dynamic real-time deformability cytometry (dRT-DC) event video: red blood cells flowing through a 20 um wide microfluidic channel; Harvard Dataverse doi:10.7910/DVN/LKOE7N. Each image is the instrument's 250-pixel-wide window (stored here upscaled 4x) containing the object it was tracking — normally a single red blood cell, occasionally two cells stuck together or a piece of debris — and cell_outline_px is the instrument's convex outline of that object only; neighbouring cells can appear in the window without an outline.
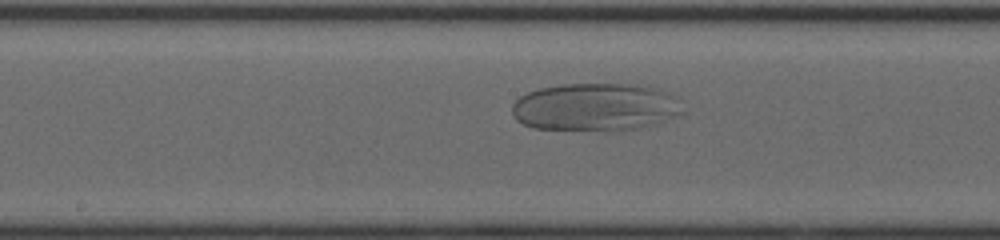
{"species": "human", "species_latin": "Homo sapiens", "temperature_condition": "cold", "stored_images_in_passage": 45, "camera_frame_rate_fps": 3000, "um_per_image_px": 0.085, "donor": {"sex": "female"}, "frame": {"image": 1, "passage_image": 21, "time_ms": 6.667, "image_size_px": [1000, 240], "cell_outline_px": [[684, 112], [680, 116], [656, 124], [616, 132], [532, 128], [516, 120], [512, 112], [512, 104], [520, 96], [528, 92], [540, 88], [564, 84], [636, 84], [656, 88], [668, 92], [676, 96], [680, 100]], "centroid_in_image_um": [50.66, 9.12], "position_along_channel_um": 197.5, "area_um2": 48.49}}
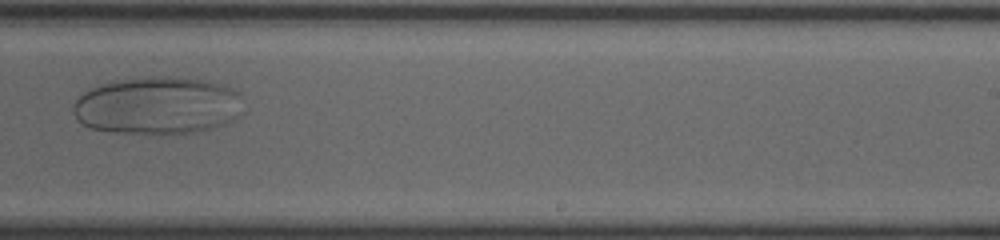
{"frame": {"image": 2, "passage_image": 27, "time_ms": 8.667, "image_size_px": [1000, 240], "cell_outline_px": [[240, 116], [224, 124], [192, 132], [116, 132], [92, 128], [84, 124], [72, 112], [72, 108], [76, 100], [88, 88], [100, 84], [116, 80], [156, 76], [168, 76], [208, 80], [232, 88], [240, 96]], "centroid_in_image_um": [13.38, 8.94], "position_along_channel_um": 275.6, "area_um2": 56.36}}